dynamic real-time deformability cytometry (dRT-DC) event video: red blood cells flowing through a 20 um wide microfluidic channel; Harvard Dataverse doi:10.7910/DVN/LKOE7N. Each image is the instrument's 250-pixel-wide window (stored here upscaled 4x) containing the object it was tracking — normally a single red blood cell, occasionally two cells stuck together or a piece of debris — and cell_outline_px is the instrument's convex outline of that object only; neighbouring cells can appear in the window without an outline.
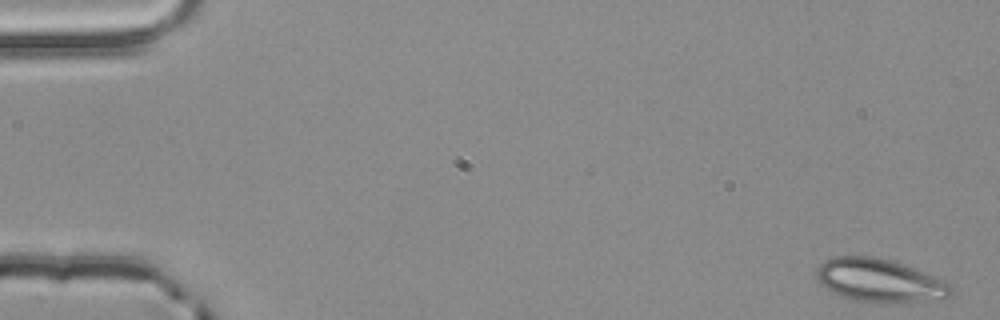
{"species": "common noctule bat (a hibernating species)", "species_latin": "Nyctalus noctula", "temperature_condition": "room temperature", "stored_images_in_passage": 3, "camera_frame_rate_fps": 3000, "um_per_image_px": 0.085, "animal": {"sex": "male", "body_mass_g": 20.4}, "frame": {"image": 1, "passage_image": 3, "time_ms": 0.667, "image_size_px": [1000, 320], "cell_outline_px": [[952, 296], [896, 304], [856, 300], [840, 296], [824, 288], [820, 284], [816, 276], [816, 268], [824, 260], [836, 256], [872, 256], [904, 264], [940, 280], [948, 284], [952, 288]], "centroid_in_image_um": [74.68, 23.85], "position_along_channel_um": 10.3, "area_um2": 33.58}}